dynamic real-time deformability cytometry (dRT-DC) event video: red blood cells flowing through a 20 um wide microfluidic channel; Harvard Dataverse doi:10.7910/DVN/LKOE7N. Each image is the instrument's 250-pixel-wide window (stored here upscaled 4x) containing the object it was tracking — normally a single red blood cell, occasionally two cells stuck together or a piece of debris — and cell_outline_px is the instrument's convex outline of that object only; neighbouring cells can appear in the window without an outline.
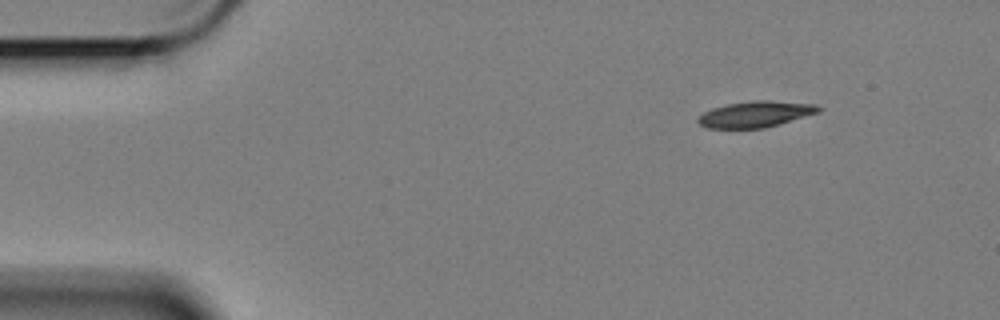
{"species": "Egyptian fruit bat (a non-hibernating species)", "species_latin": "Rousettus aegyptiacus", "temperature_condition": "cold", "stored_images_in_passage": 51, "camera_frame_rate_fps": 3000, "um_per_image_px": 0.085, "animal": {"sex": "female"}, "frame": {"image": 1, "passage_image": 1, "time_ms": 0.0, "image_size_px": [1000, 320], "cell_outline_px": [[820, 112], [764, 128], [708, 128], [700, 124], [696, 120], [704, 112], [712, 108], [728, 104], [752, 100], [768, 100], [816, 104], [820, 108]], "centroid_in_image_um": [64.22, 9.7], "position_along_channel_um": 20.8, "area_um2": 18.15}}
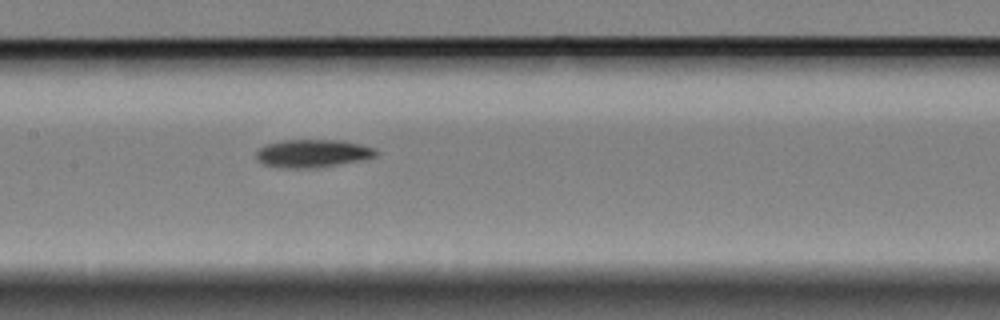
{"frame": {"image": 2, "passage_image": 22, "time_ms": 7.0, "image_size_px": [1000, 320], "cell_outline_px": [[376, 156], [336, 164], [308, 168], [296, 168], [264, 164], [256, 156], [256, 152], [260, 148], [268, 144], [284, 140], [340, 140], [360, 144], [376, 148]], "centroid_in_image_um": [26.58, 13.01], "position_along_channel_um": 180.8, "area_um2": 18.79}}
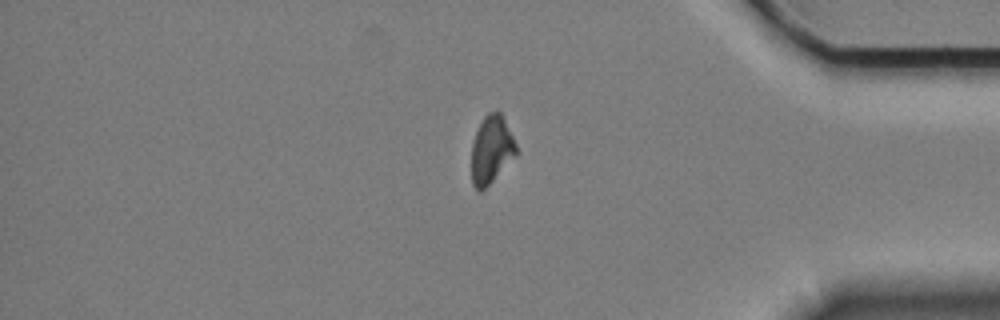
{"frame": {"image": 3, "passage_image": 43, "time_ms": 14.0, "image_size_px": [1000, 320], "cell_outline_px": [[516, 152], [492, 180], [480, 192], [472, 184], [472, 144], [476, 132], [484, 116], [488, 112], [500, 112], [516, 144]], "centroid_in_image_um": [41.73, 12.7], "position_along_channel_um": 393.5, "area_um2": 16.82}}